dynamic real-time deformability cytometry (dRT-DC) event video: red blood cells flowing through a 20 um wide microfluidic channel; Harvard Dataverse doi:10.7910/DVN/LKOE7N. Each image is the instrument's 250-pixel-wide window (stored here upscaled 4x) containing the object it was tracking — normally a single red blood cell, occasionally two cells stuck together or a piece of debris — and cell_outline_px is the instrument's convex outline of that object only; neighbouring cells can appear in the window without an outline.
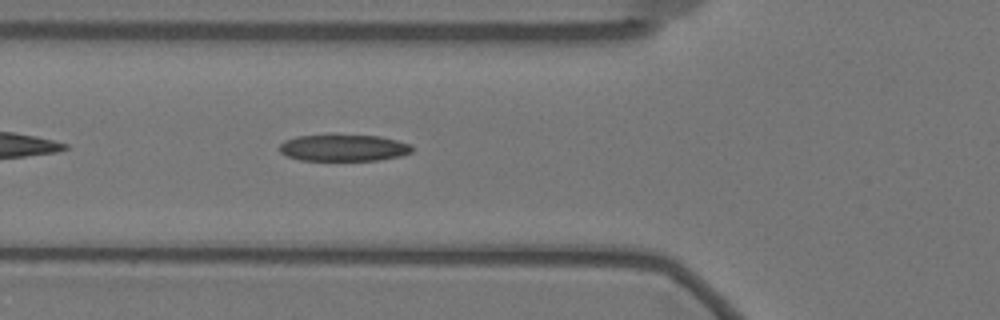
{"species": "Egyptian fruit bat (a non-hibernating species)", "species_latin": "Rousettus aegyptiacus", "temperature_condition": "warm", "stored_images_in_passage": 39, "camera_frame_rate_fps": 3000, "um_per_image_px": 0.085, "animal": {"sex": "female"}, "frame": {"image": 1, "passage_image": 5, "time_ms": 1.333, "image_size_px": [1000, 320], "cell_outline_px": [[412, 152], [400, 156], [380, 160], [300, 160], [288, 156], [280, 152], [280, 144], [284, 140], [296, 136], [332, 132], [336, 132], [380, 136], [412, 144]], "centroid_in_image_um": [29.19, 12.51], "position_along_channel_um": 96.6, "area_um2": 21.56}}
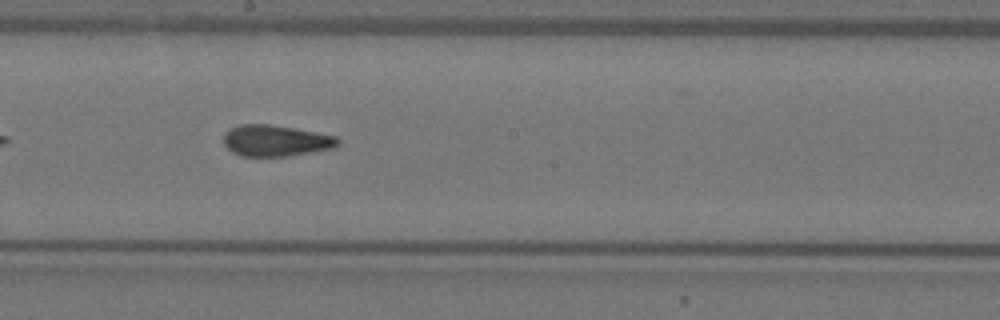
{"frame": {"image": 2, "passage_image": 16, "time_ms": 5.0, "image_size_px": [1000, 320], "cell_outline_px": [[340, 144], [336, 148], [288, 156], [240, 156], [232, 152], [224, 144], [224, 132], [240, 124], [268, 124], [292, 128], [336, 136], [340, 140]], "centroid_in_image_um": [23.45, 11.96], "position_along_channel_um": 224.8, "area_um2": 20.81}}
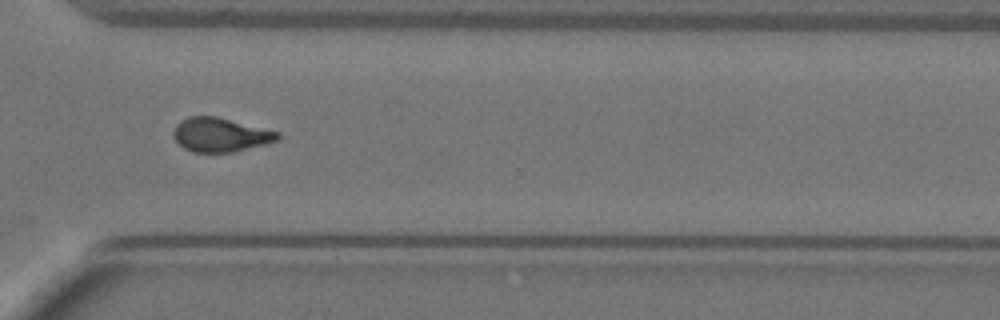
{"frame": {"image": 3, "passage_image": 27, "time_ms": 8.667, "image_size_px": [1000, 320], "cell_outline_px": [[280, 140], [232, 152], [192, 152], [184, 148], [176, 140], [172, 132], [176, 124], [180, 120], [188, 116], [216, 116], [280, 132]], "centroid_in_image_um": [18.72, 11.45], "position_along_channel_um": 351.9, "area_um2": 20.63}, "authors_computed_cell_mechanics": {"area_um2": 21.0392, "velocity_mm_per_s": 3.4789, "shape_relaxation_time_tau1_ms": null, "shape_relaxation_time_tau2_ms": 2.1362, "deformation_change_tau1": null, "deformation_change_tau2": 0.0916}}